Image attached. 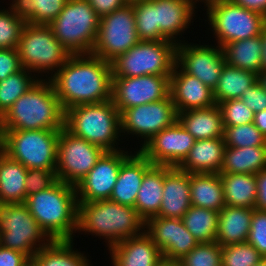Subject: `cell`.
<instances>
[{
  "label": "cell",
  "instance_id": "1",
  "mask_svg": "<svg viewBox=\"0 0 266 266\" xmlns=\"http://www.w3.org/2000/svg\"><path fill=\"white\" fill-rule=\"evenodd\" d=\"M49 80L64 111L112 99L111 63L92 54L71 55Z\"/></svg>",
  "mask_w": 266,
  "mask_h": 266
},
{
  "label": "cell",
  "instance_id": "2",
  "mask_svg": "<svg viewBox=\"0 0 266 266\" xmlns=\"http://www.w3.org/2000/svg\"><path fill=\"white\" fill-rule=\"evenodd\" d=\"M64 118L51 81L40 78L0 118V130H61Z\"/></svg>",
  "mask_w": 266,
  "mask_h": 266
},
{
  "label": "cell",
  "instance_id": "3",
  "mask_svg": "<svg viewBox=\"0 0 266 266\" xmlns=\"http://www.w3.org/2000/svg\"><path fill=\"white\" fill-rule=\"evenodd\" d=\"M24 204L52 241L74 239L78 217L74 185L57 180L50 188L27 196Z\"/></svg>",
  "mask_w": 266,
  "mask_h": 266
},
{
  "label": "cell",
  "instance_id": "4",
  "mask_svg": "<svg viewBox=\"0 0 266 266\" xmlns=\"http://www.w3.org/2000/svg\"><path fill=\"white\" fill-rule=\"evenodd\" d=\"M145 221L134 207L109 199L78 203L77 232L105 238L108 249L144 232Z\"/></svg>",
  "mask_w": 266,
  "mask_h": 266
},
{
  "label": "cell",
  "instance_id": "5",
  "mask_svg": "<svg viewBox=\"0 0 266 266\" xmlns=\"http://www.w3.org/2000/svg\"><path fill=\"white\" fill-rule=\"evenodd\" d=\"M64 127L73 135L105 151H118L121 136L120 112L112 99L74 106L65 110Z\"/></svg>",
  "mask_w": 266,
  "mask_h": 266
},
{
  "label": "cell",
  "instance_id": "6",
  "mask_svg": "<svg viewBox=\"0 0 266 266\" xmlns=\"http://www.w3.org/2000/svg\"><path fill=\"white\" fill-rule=\"evenodd\" d=\"M60 130H0V149L27 169L56 171Z\"/></svg>",
  "mask_w": 266,
  "mask_h": 266
},
{
  "label": "cell",
  "instance_id": "7",
  "mask_svg": "<svg viewBox=\"0 0 266 266\" xmlns=\"http://www.w3.org/2000/svg\"><path fill=\"white\" fill-rule=\"evenodd\" d=\"M100 17L87 0H68L49 24L55 38L71 55L91 54L97 40Z\"/></svg>",
  "mask_w": 266,
  "mask_h": 266
},
{
  "label": "cell",
  "instance_id": "8",
  "mask_svg": "<svg viewBox=\"0 0 266 266\" xmlns=\"http://www.w3.org/2000/svg\"><path fill=\"white\" fill-rule=\"evenodd\" d=\"M21 66L37 77L53 76L69 59V51L55 38L49 25L25 23L17 46ZM50 72V73H49ZM42 73V74H41ZM40 74V76H39Z\"/></svg>",
  "mask_w": 266,
  "mask_h": 266
},
{
  "label": "cell",
  "instance_id": "9",
  "mask_svg": "<svg viewBox=\"0 0 266 266\" xmlns=\"http://www.w3.org/2000/svg\"><path fill=\"white\" fill-rule=\"evenodd\" d=\"M177 62V44L169 40L139 41L111 62L112 77L171 75Z\"/></svg>",
  "mask_w": 266,
  "mask_h": 266
},
{
  "label": "cell",
  "instance_id": "10",
  "mask_svg": "<svg viewBox=\"0 0 266 266\" xmlns=\"http://www.w3.org/2000/svg\"><path fill=\"white\" fill-rule=\"evenodd\" d=\"M51 241L24 203L0 205V246L32 258Z\"/></svg>",
  "mask_w": 266,
  "mask_h": 266
},
{
  "label": "cell",
  "instance_id": "11",
  "mask_svg": "<svg viewBox=\"0 0 266 266\" xmlns=\"http://www.w3.org/2000/svg\"><path fill=\"white\" fill-rule=\"evenodd\" d=\"M205 10L216 43L221 47L237 40L259 36L266 25L265 16L243 8L232 0L211 4Z\"/></svg>",
  "mask_w": 266,
  "mask_h": 266
},
{
  "label": "cell",
  "instance_id": "12",
  "mask_svg": "<svg viewBox=\"0 0 266 266\" xmlns=\"http://www.w3.org/2000/svg\"><path fill=\"white\" fill-rule=\"evenodd\" d=\"M139 41L133 6L126 4L100 18L97 40L91 54L111 63Z\"/></svg>",
  "mask_w": 266,
  "mask_h": 266
},
{
  "label": "cell",
  "instance_id": "13",
  "mask_svg": "<svg viewBox=\"0 0 266 266\" xmlns=\"http://www.w3.org/2000/svg\"><path fill=\"white\" fill-rule=\"evenodd\" d=\"M106 151L70 133L60 130L56 176L59 181L76 186Z\"/></svg>",
  "mask_w": 266,
  "mask_h": 266
},
{
  "label": "cell",
  "instance_id": "14",
  "mask_svg": "<svg viewBox=\"0 0 266 266\" xmlns=\"http://www.w3.org/2000/svg\"><path fill=\"white\" fill-rule=\"evenodd\" d=\"M177 121V112L172 97L142 104L120 112L122 137L131 134L143 139L141 148L157 133ZM124 133V134H123Z\"/></svg>",
  "mask_w": 266,
  "mask_h": 266
},
{
  "label": "cell",
  "instance_id": "15",
  "mask_svg": "<svg viewBox=\"0 0 266 266\" xmlns=\"http://www.w3.org/2000/svg\"><path fill=\"white\" fill-rule=\"evenodd\" d=\"M171 75L112 77V101L119 112L163 100L170 95Z\"/></svg>",
  "mask_w": 266,
  "mask_h": 266
},
{
  "label": "cell",
  "instance_id": "16",
  "mask_svg": "<svg viewBox=\"0 0 266 266\" xmlns=\"http://www.w3.org/2000/svg\"><path fill=\"white\" fill-rule=\"evenodd\" d=\"M128 151H106L95 166L75 186L77 202L110 199L123 161Z\"/></svg>",
  "mask_w": 266,
  "mask_h": 266
},
{
  "label": "cell",
  "instance_id": "17",
  "mask_svg": "<svg viewBox=\"0 0 266 266\" xmlns=\"http://www.w3.org/2000/svg\"><path fill=\"white\" fill-rule=\"evenodd\" d=\"M187 42V43H186ZM183 40L177 44V64L212 90L218 84L225 58L221 46L192 44ZM215 47V48H214Z\"/></svg>",
  "mask_w": 266,
  "mask_h": 266
},
{
  "label": "cell",
  "instance_id": "18",
  "mask_svg": "<svg viewBox=\"0 0 266 266\" xmlns=\"http://www.w3.org/2000/svg\"><path fill=\"white\" fill-rule=\"evenodd\" d=\"M195 138L177 121L155 134L138 150L153 165L178 167L188 156Z\"/></svg>",
  "mask_w": 266,
  "mask_h": 266
},
{
  "label": "cell",
  "instance_id": "19",
  "mask_svg": "<svg viewBox=\"0 0 266 266\" xmlns=\"http://www.w3.org/2000/svg\"><path fill=\"white\" fill-rule=\"evenodd\" d=\"M144 232L161 250L163 259L166 260L178 261L199 244L182 219L151 217L145 221Z\"/></svg>",
  "mask_w": 266,
  "mask_h": 266
},
{
  "label": "cell",
  "instance_id": "20",
  "mask_svg": "<svg viewBox=\"0 0 266 266\" xmlns=\"http://www.w3.org/2000/svg\"><path fill=\"white\" fill-rule=\"evenodd\" d=\"M170 95L177 113L216 105L213 90L177 63L170 76Z\"/></svg>",
  "mask_w": 266,
  "mask_h": 266
},
{
  "label": "cell",
  "instance_id": "21",
  "mask_svg": "<svg viewBox=\"0 0 266 266\" xmlns=\"http://www.w3.org/2000/svg\"><path fill=\"white\" fill-rule=\"evenodd\" d=\"M158 217L182 219L191 207L190 173L164 166V185Z\"/></svg>",
  "mask_w": 266,
  "mask_h": 266
},
{
  "label": "cell",
  "instance_id": "22",
  "mask_svg": "<svg viewBox=\"0 0 266 266\" xmlns=\"http://www.w3.org/2000/svg\"><path fill=\"white\" fill-rule=\"evenodd\" d=\"M130 153L121 164L109 200L134 207L143 177L153 164L139 150Z\"/></svg>",
  "mask_w": 266,
  "mask_h": 266
},
{
  "label": "cell",
  "instance_id": "23",
  "mask_svg": "<svg viewBox=\"0 0 266 266\" xmlns=\"http://www.w3.org/2000/svg\"><path fill=\"white\" fill-rule=\"evenodd\" d=\"M108 250L113 266H157L163 260L161 250L145 232L121 240Z\"/></svg>",
  "mask_w": 266,
  "mask_h": 266
},
{
  "label": "cell",
  "instance_id": "24",
  "mask_svg": "<svg viewBox=\"0 0 266 266\" xmlns=\"http://www.w3.org/2000/svg\"><path fill=\"white\" fill-rule=\"evenodd\" d=\"M195 8L189 0H156L157 29L166 40L182 43L179 38L193 22Z\"/></svg>",
  "mask_w": 266,
  "mask_h": 266
},
{
  "label": "cell",
  "instance_id": "25",
  "mask_svg": "<svg viewBox=\"0 0 266 266\" xmlns=\"http://www.w3.org/2000/svg\"><path fill=\"white\" fill-rule=\"evenodd\" d=\"M225 148L223 138L196 140L178 168L188 173H220Z\"/></svg>",
  "mask_w": 266,
  "mask_h": 266
},
{
  "label": "cell",
  "instance_id": "26",
  "mask_svg": "<svg viewBox=\"0 0 266 266\" xmlns=\"http://www.w3.org/2000/svg\"><path fill=\"white\" fill-rule=\"evenodd\" d=\"M178 122L195 140L223 138V120L218 104L177 113Z\"/></svg>",
  "mask_w": 266,
  "mask_h": 266
},
{
  "label": "cell",
  "instance_id": "27",
  "mask_svg": "<svg viewBox=\"0 0 266 266\" xmlns=\"http://www.w3.org/2000/svg\"><path fill=\"white\" fill-rule=\"evenodd\" d=\"M253 210L251 208L225 206L219 212L216 242L220 246L247 242Z\"/></svg>",
  "mask_w": 266,
  "mask_h": 266
},
{
  "label": "cell",
  "instance_id": "28",
  "mask_svg": "<svg viewBox=\"0 0 266 266\" xmlns=\"http://www.w3.org/2000/svg\"><path fill=\"white\" fill-rule=\"evenodd\" d=\"M27 170L0 149V205L25 202Z\"/></svg>",
  "mask_w": 266,
  "mask_h": 266
},
{
  "label": "cell",
  "instance_id": "29",
  "mask_svg": "<svg viewBox=\"0 0 266 266\" xmlns=\"http://www.w3.org/2000/svg\"><path fill=\"white\" fill-rule=\"evenodd\" d=\"M191 206L220 212L226 205L220 173H190Z\"/></svg>",
  "mask_w": 266,
  "mask_h": 266
},
{
  "label": "cell",
  "instance_id": "30",
  "mask_svg": "<svg viewBox=\"0 0 266 266\" xmlns=\"http://www.w3.org/2000/svg\"><path fill=\"white\" fill-rule=\"evenodd\" d=\"M164 185V166L153 165L144 175L137 199L135 210L146 221L159 213L162 202Z\"/></svg>",
  "mask_w": 266,
  "mask_h": 266
},
{
  "label": "cell",
  "instance_id": "31",
  "mask_svg": "<svg viewBox=\"0 0 266 266\" xmlns=\"http://www.w3.org/2000/svg\"><path fill=\"white\" fill-rule=\"evenodd\" d=\"M226 206L255 209L256 174L220 173Z\"/></svg>",
  "mask_w": 266,
  "mask_h": 266
},
{
  "label": "cell",
  "instance_id": "32",
  "mask_svg": "<svg viewBox=\"0 0 266 266\" xmlns=\"http://www.w3.org/2000/svg\"><path fill=\"white\" fill-rule=\"evenodd\" d=\"M266 168V146L227 147L220 173L257 174Z\"/></svg>",
  "mask_w": 266,
  "mask_h": 266
},
{
  "label": "cell",
  "instance_id": "33",
  "mask_svg": "<svg viewBox=\"0 0 266 266\" xmlns=\"http://www.w3.org/2000/svg\"><path fill=\"white\" fill-rule=\"evenodd\" d=\"M225 62L237 67L259 74L261 72L262 39L261 36L237 40L222 47Z\"/></svg>",
  "mask_w": 266,
  "mask_h": 266
},
{
  "label": "cell",
  "instance_id": "34",
  "mask_svg": "<svg viewBox=\"0 0 266 266\" xmlns=\"http://www.w3.org/2000/svg\"><path fill=\"white\" fill-rule=\"evenodd\" d=\"M73 241H51L47 246L38 250L33 258L39 266H93L87 256H84L85 253L78 252V249L74 248Z\"/></svg>",
  "mask_w": 266,
  "mask_h": 266
},
{
  "label": "cell",
  "instance_id": "35",
  "mask_svg": "<svg viewBox=\"0 0 266 266\" xmlns=\"http://www.w3.org/2000/svg\"><path fill=\"white\" fill-rule=\"evenodd\" d=\"M256 81H258V75L254 72L242 70L225 63L218 84L213 90L215 103L240 99L243 92Z\"/></svg>",
  "mask_w": 266,
  "mask_h": 266
},
{
  "label": "cell",
  "instance_id": "36",
  "mask_svg": "<svg viewBox=\"0 0 266 266\" xmlns=\"http://www.w3.org/2000/svg\"><path fill=\"white\" fill-rule=\"evenodd\" d=\"M187 230L199 243L216 241L219 212L202 207L191 206L182 217Z\"/></svg>",
  "mask_w": 266,
  "mask_h": 266
},
{
  "label": "cell",
  "instance_id": "37",
  "mask_svg": "<svg viewBox=\"0 0 266 266\" xmlns=\"http://www.w3.org/2000/svg\"><path fill=\"white\" fill-rule=\"evenodd\" d=\"M35 75L37 76V74H32V71L22 68L0 81V118L40 79Z\"/></svg>",
  "mask_w": 266,
  "mask_h": 266
},
{
  "label": "cell",
  "instance_id": "38",
  "mask_svg": "<svg viewBox=\"0 0 266 266\" xmlns=\"http://www.w3.org/2000/svg\"><path fill=\"white\" fill-rule=\"evenodd\" d=\"M68 0H21L17 5L25 23L49 25L62 11Z\"/></svg>",
  "mask_w": 266,
  "mask_h": 266
},
{
  "label": "cell",
  "instance_id": "39",
  "mask_svg": "<svg viewBox=\"0 0 266 266\" xmlns=\"http://www.w3.org/2000/svg\"><path fill=\"white\" fill-rule=\"evenodd\" d=\"M135 26L140 41L166 40L157 29L156 0L132 3Z\"/></svg>",
  "mask_w": 266,
  "mask_h": 266
},
{
  "label": "cell",
  "instance_id": "40",
  "mask_svg": "<svg viewBox=\"0 0 266 266\" xmlns=\"http://www.w3.org/2000/svg\"><path fill=\"white\" fill-rule=\"evenodd\" d=\"M24 24L17 6L0 9V49L17 48Z\"/></svg>",
  "mask_w": 266,
  "mask_h": 266
},
{
  "label": "cell",
  "instance_id": "41",
  "mask_svg": "<svg viewBox=\"0 0 266 266\" xmlns=\"http://www.w3.org/2000/svg\"><path fill=\"white\" fill-rule=\"evenodd\" d=\"M223 140L227 147L266 146V136L253 123L224 127Z\"/></svg>",
  "mask_w": 266,
  "mask_h": 266
},
{
  "label": "cell",
  "instance_id": "42",
  "mask_svg": "<svg viewBox=\"0 0 266 266\" xmlns=\"http://www.w3.org/2000/svg\"><path fill=\"white\" fill-rule=\"evenodd\" d=\"M178 261L182 266H222V249L216 241L199 243Z\"/></svg>",
  "mask_w": 266,
  "mask_h": 266
},
{
  "label": "cell",
  "instance_id": "43",
  "mask_svg": "<svg viewBox=\"0 0 266 266\" xmlns=\"http://www.w3.org/2000/svg\"><path fill=\"white\" fill-rule=\"evenodd\" d=\"M222 266H255L263 257L248 242L221 246Z\"/></svg>",
  "mask_w": 266,
  "mask_h": 266
},
{
  "label": "cell",
  "instance_id": "44",
  "mask_svg": "<svg viewBox=\"0 0 266 266\" xmlns=\"http://www.w3.org/2000/svg\"><path fill=\"white\" fill-rule=\"evenodd\" d=\"M222 113L223 127L250 124L254 112L241 99L222 101L218 104Z\"/></svg>",
  "mask_w": 266,
  "mask_h": 266
},
{
  "label": "cell",
  "instance_id": "45",
  "mask_svg": "<svg viewBox=\"0 0 266 266\" xmlns=\"http://www.w3.org/2000/svg\"><path fill=\"white\" fill-rule=\"evenodd\" d=\"M247 242L266 258V211L257 208L253 210Z\"/></svg>",
  "mask_w": 266,
  "mask_h": 266
},
{
  "label": "cell",
  "instance_id": "46",
  "mask_svg": "<svg viewBox=\"0 0 266 266\" xmlns=\"http://www.w3.org/2000/svg\"><path fill=\"white\" fill-rule=\"evenodd\" d=\"M56 171L50 169H28L25 179L26 196L50 188L57 181Z\"/></svg>",
  "mask_w": 266,
  "mask_h": 266
},
{
  "label": "cell",
  "instance_id": "47",
  "mask_svg": "<svg viewBox=\"0 0 266 266\" xmlns=\"http://www.w3.org/2000/svg\"><path fill=\"white\" fill-rule=\"evenodd\" d=\"M240 99L254 113L266 109V91L258 81H256L251 87L247 88Z\"/></svg>",
  "mask_w": 266,
  "mask_h": 266
},
{
  "label": "cell",
  "instance_id": "48",
  "mask_svg": "<svg viewBox=\"0 0 266 266\" xmlns=\"http://www.w3.org/2000/svg\"><path fill=\"white\" fill-rule=\"evenodd\" d=\"M22 68L17 48L0 49V81Z\"/></svg>",
  "mask_w": 266,
  "mask_h": 266
},
{
  "label": "cell",
  "instance_id": "49",
  "mask_svg": "<svg viewBox=\"0 0 266 266\" xmlns=\"http://www.w3.org/2000/svg\"><path fill=\"white\" fill-rule=\"evenodd\" d=\"M87 2L100 18L127 4L125 0H87Z\"/></svg>",
  "mask_w": 266,
  "mask_h": 266
},
{
  "label": "cell",
  "instance_id": "50",
  "mask_svg": "<svg viewBox=\"0 0 266 266\" xmlns=\"http://www.w3.org/2000/svg\"><path fill=\"white\" fill-rule=\"evenodd\" d=\"M27 258L19 251L0 246V266H21Z\"/></svg>",
  "mask_w": 266,
  "mask_h": 266
},
{
  "label": "cell",
  "instance_id": "51",
  "mask_svg": "<svg viewBox=\"0 0 266 266\" xmlns=\"http://www.w3.org/2000/svg\"><path fill=\"white\" fill-rule=\"evenodd\" d=\"M257 198L255 208L266 211V168L256 174Z\"/></svg>",
  "mask_w": 266,
  "mask_h": 266
},
{
  "label": "cell",
  "instance_id": "52",
  "mask_svg": "<svg viewBox=\"0 0 266 266\" xmlns=\"http://www.w3.org/2000/svg\"><path fill=\"white\" fill-rule=\"evenodd\" d=\"M235 4L248 10L258 12L266 17V0H232Z\"/></svg>",
  "mask_w": 266,
  "mask_h": 266
},
{
  "label": "cell",
  "instance_id": "53",
  "mask_svg": "<svg viewBox=\"0 0 266 266\" xmlns=\"http://www.w3.org/2000/svg\"><path fill=\"white\" fill-rule=\"evenodd\" d=\"M253 124L266 136V109L254 113Z\"/></svg>",
  "mask_w": 266,
  "mask_h": 266
},
{
  "label": "cell",
  "instance_id": "54",
  "mask_svg": "<svg viewBox=\"0 0 266 266\" xmlns=\"http://www.w3.org/2000/svg\"><path fill=\"white\" fill-rule=\"evenodd\" d=\"M262 39V59H261V71H266V25L261 31Z\"/></svg>",
  "mask_w": 266,
  "mask_h": 266
},
{
  "label": "cell",
  "instance_id": "55",
  "mask_svg": "<svg viewBox=\"0 0 266 266\" xmlns=\"http://www.w3.org/2000/svg\"><path fill=\"white\" fill-rule=\"evenodd\" d=\"M157 266H182L179 261L163 259Z\"/></svg>",
  "mask_w": 266,
  "mask_h": 266
},
{
  "label": "cell",
  "instance_id": "56",
  "mask_svg": "<svg viewBox=\"0 0 266 266\" xmlns=\"http://www.w3.org/2000/svg\"><path fill=\"white\" fill-rule=\"evenodd\" d=\"M195 7H196V3L197 2H203L204 3V6L205 8L208 7L209 5L211 4H214V3H217V2H222V1H225V0H189Z\"/></svg>",
  "mask_w": 266,
  "mask_h": 266
},
{
  "label": "cell",
  "instance_id": "57",
  "mask_svg": "<svg viewBox=\"0 0 266 266\" xmlns=\"http://www.w3.org/2000/svg\"><path fill=\"white\" fill-rule=\"evenodd\" d=\"M258 82L261 84V86L266 91V71H261L258 74Z\"/></svg>",
  "mask_w": 266,
  "mask_h": 266
},
{
  "label": "cell",
  "instance_id": "58",
  "mask_svg": "<svg viewBox=\"0 0 266 266\" xmlns=\"http://www.w3.org/2000/svg\"><path fill=\"white\" fill-rule=\"evenodd\" d=\"M21 266H39V263L32 257L27 258Z\"/></svg>",
  "mask_w": 266,
  "mask_h": 266
},
{
  "label": "cell",
  "instance_id": "59",
  "mask_svg": "<svg viewBox=\"0 0 266 266\" xmlns=\"http://www.w3.org/2000/svg\"><path fill=\"white\" fill-rule=\"evenodd\" d=\"M255 266H266V258L261 259Z\"/></svg>",
  "mask_w": 266,
  "mask_h": 266
},
{
  "label": "cell",
  "instance_id": "60",
  "mask_svg": "<svg viewBox=\"0 0 266 266\" xmlns=\"http://www.w3.org/2000/svg\"><path fill=\"white\" fill-rule=\"evenodd\" d=\"M11 2L12 3H10V5L17 6L21 2V0H12Z\"/></svg>",
  "mask_w": 266,
  "mask_h": 266
},
{
  "label": "cell",
  "instance_id": "61",
  "mask_svg": "<svg viewBox=\"0 0 266 266\" xmlns=\"http://www.w3.org/2000/svg\"><path fill=\"white\" fill-rule=\"evenodd\" d=\"M125 1L127 2V4H132V3L139 2L142 0H125Z\"/></svg>",
  "mask_w": 266,
  "mask_h": 266
}]
</instances>
